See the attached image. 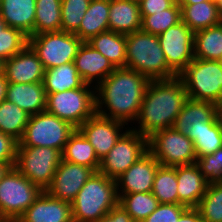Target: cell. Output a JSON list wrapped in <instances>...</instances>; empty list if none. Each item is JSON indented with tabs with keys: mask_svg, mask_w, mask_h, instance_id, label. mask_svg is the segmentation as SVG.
Wrapping results in <instances>:
<instances>
[{
	"mask_svg": "<svg viewBox=\"0 0 222 222\" xmlns=\"http://www.w3.org/2000/svg\"><path fill=\"white\" fill-rule=\"evenodd\" d=\"M194 34L181 20L158 35L167 65L177 76L194 59Z\"/></svg>",
	"mask_w": 222,
	"mask_h": 222,
	"instance_id": "13",
	"label": "cell"
},
{
	"mask_svg": "<svg viewBox=\"0 0 222 222\" xmlns=\"http://www.w3.org/2000/svg\"><path fill=\"white\" fill-rule=\"evenodd\" d=\"M36 0H0V15L9 27L34 35Z\"/></svg>",
	"mask_w": 222,
	"mask_h": 222,
	"instance_id": "24",
	"label": "cell"
},
{
	"mask_svg": "<svg viewBox=\"0 0 222 222\" xmlns=\"http://www.w3.org/2000/svg\"><path fill=\"white\" fill-rule=\"evenodd\" d=\"M218 62L222 65V55H221L220 58L218 59Z\"/></svg>",
	"mask_w": 222,
	"mask_h": 222,
	"instance_id": "54",
	"label": "cell"
},
{
	"mask_svg": "<svg viewBox=\"0 0 222 222\" xmlns=\"http://www.w3.org/2000/svg\"><path fill=\"white\" fill-rule=\"evenodd\" d=\"M217 115H218L219 122L221 123V126H222V102L217 105Z\"/></svg>",
	"mask_w": 222,
	"mask_h": 222,
	"instance_id": "49",
	"label": "cell"
},
{
	"mask_svg": "<svg viewBox=\"0 0 222 222\" xmlns=\"http://www.w3.org/2000/svg\"><path fill=\"white\" fill-rule=\"evenodd\" d=\"M8 25L6 22L3 20V18L0 15V28H6Z\"/></svg>",
	"mask_w": 222,
	"mask_h": 222,
	"instance_id": "51",
	"label": "cell"
},
{
	"mask_svg": "<svg viewBox=\"0 0 222 222\" xmlns=\"http://www.w3.org/2000/svg\"><path fill=\"white\" fill-rule=\"evenodd\" d=\"M82 43L76 34L65 31L28 37V45L37 54L45 70L73 62Z\"/></svg>",
	"mask_w": 222,
	"mask_h": 222,
	"instance_id": "11",
	"label": "cell"
},
{
	"mask_svg": "<svg viewBox=\"0 0 222 222\" xmlns=\"http://www.w3.org/2000/svg\"><path fill=\"white\" fill-rule=\"evenodd\" d=\"M117 195L118 204L131 216L133 222L144 221L160 204L152 192Z\"/></svg>",
	"mask_w": 222,
	"mask_h": 222,
	"instance_id": "32",
	"label": "cell"
},
{
	"mask_svg": "<svg viewBox=\"0 0 222 222\" xmlns=\"http://www.w3.org/2000/svg\"><path fill=\"white\" fill-rule=\"evenodd\" d=\"M62 160L90 167L95 172H98L100 167V160L93 146L78 129H75L65 144Z\"/></svg>",
	"mask_w": 222,
	"mask_h": 222,
	"instance_id": "28",
	"label": "cell"
},
{
	"mask_svg": "<svg viewBox=\"0 0 222 222\" xmlns=\"http://www.w3.org/2000/svg\"><path fill=\"white\" fill-rule=\"evenodd\" d=\"M8 81L3 73L0 74V103L6 100Z\"/></svg>",
	"mask_w": 222,
	"mask_h": 222,
	"instance_id": "46",
	"label": "cell"
},
{
	"mask_svg": "<svg viewBox=\"0 0 222 222\" xmlns=\"http://www.w3.org/2000/svg\"><path fill=\"white\" fill-rule=\"evenodd\" d=\"M204 1H211V0H176V3L179 6H186V5L201 3V2H204Z\"/></svg>",
	"mask_w": 222,
	"mask_h": 222,
	"instance_id": "48",
	"label": "cell"
},
{
	"mask_svg": "<svg viewBox=\"0 0 222 222\" xmlns=\"http://www.w3.org/2000/svg\"><path fill=\"white\" fill-rule=\"evenodd\" d=\"M109 31L130 34L141 30L142 18L138 0H110Z\"/></svg>",
	"mask_w": 222,
	"mask_h": 222,
	"instance_id": "23",
	"label": "cell"
},
{
	"mask_svg": "<svg viewBox=\"0 0 222 222\" xmlns=\"http://www.w3.org/2000/svg\"><path fill=\"white\" fill-rule=\"evenodd\" d=\"M148 151L166 167L194 164L197 160L193 141L173 127L153 133L148 138Z\"/></svg>",
	"mask_w": 222,
	"mask_h": 222,
	"instance_id": "10",
	"label": "cell"
},
{
	"mask_svg": "<svg viewBox=\"0 0 222 222\" xmlns=\"http://www.w3.org/2000/svg\"><path fill=\"white\" fill-rule=\"evenodd\" d=\"M4 61L0 59V74L3 73Z\"/></svg>",
	"mask_w": 222,
	"mask_h": 222,
	"instance_id": "52",
	"label": "cell"
},
{
	"mask_svg": "<svg viewBox=\"0 0 222 222\" xmlns=\"http://www.w3.org/2000/svg\"><path fill=\"white\" fill-rule=\"evenodd\" d=\"M148 152V138L131 129L120 137L114 147L100 160L98 172L117 179Z\"/></svg>",
	"mask_w": 222,
	"mask_h": 222,
	"instance_id": "12",
	"label": "cell"
},
{
	"mask_svg": "<svg viewBox=\"0 0 222 222\" xmlns=\"http://www.w3.org/2000/svg\"><path fill=\"white\" fill-rule=\"evenodd\" d=\"M216 116V104L188 98L176 117L173 128L194 141L195 135L205 128V123L211 122Z\"/></svg>",
	"mask_w": 222,
	"mask_h": 222,
	"instance_id": "19",
	"label": "cell"
},
{
	"mask_svg": "<svg viewBox=\"0 0 222 222\" xmlns=\"http://www.w3.org/2000/svg\"><path fill=\"white\" fill-rule=\"evenodd\" d=\"M87 43L106 57L115 68L126 67V35L106 31L92 37Z\"/></svg>",
	"mask_w": 222,
	"mask_h": 222,
	"instance_id": "27",
	"label": "cell"
},
{
	"mask_svg": "<svg viewBox=\"0 0 222 222\" xmlns=\"http://www.w3.org/2000/svg\"><path fill=\"white\" fill-rule=\"evenodd\" d=\"M176 167L159 166L153 182L152 194L160 204H178Z\"/></svg>",
	"mask_w": 222,
	"mask_h": 222,
	"instance_id": "34",
	"label": "cell"
},
{
	"mask_svg": "<svg viewBox=\"0 0 222 222\" xmlns=\"http://www.w3.org/2000/svg\"><path fill=\"white\" fill-rule=\"evenodd\" d=\"M222 55V22L194 34V58L218 61Z\"/></svg>",
	"mask_w": 222,
	"mask_h": 222,
	"instance_id": "30",
	"label": "cell"
},
{
	"mask_svg": "<svg viewBox=\"0 0 222 222\" xmlns=\"http://www.w3.org/2000/svg\"><path fill=\"white\" fill-rule=\"evenodd\" d=\"M30 114L16 104L5 100L0 103V132L19 142L26 129Z\"/></svg>",
	"mask_w": 222,
	"mask_h": 222,
	"instance_id": "31",
	"label": "cell"
},
{
	"mask_svg": "<svg viewBox=\"0 0 222 222\" xmlns=\"http://www.w3.org/2000/svg\"><path fill=\"white\" fill-rule=\"evenodd\" d=\"M16 222H74L71 203L54 198L43 190Z\"/></svg>",
	"mask_w": 222,
	"mask_h": 222,
	"instance_id": "17",
	"label": "cell"
},
{
	"mask_svg": "<svg viewBox=\"0 0 222 222\" xmlns=\"http://www.w3.org/2000/svg\"><path fill=\"white\" fill-rule=\"evenodd\" d=\"M141 18L143 32L159 35L181 21V8L175 2L166 10L153 15L141 16Z\"/></svg>",
	"mask_w": 222,
	"mask_h": 222,
	"instance_id": "36",
	"label": "cell"
},
{
	"mask_svg": "<svg viewBox=\"0 0 222 222\" xmlns=\"http://www.w3.org/2000/svg\"><path fill=\"white\" fill-rule=\"evenodd\" d=\"M6 100L16 104L28 114L34 115L46 110L47 94L42 82H8Z\"/></svg>",
	"mask_w": 222,
	"mask_h": 222,
	"instance_id": "22",
	"label": "cell"
},
{
	"mask_svg": "<svg viewBox=\"0 0 222 222\" xmlns=\"http://www.w3.org/2000/svg\"><path fill=\"white\" fill-rule=\"evenodd\" d=\"M75 129L70 123L46 111L30 115L17 146L50 147L62 152Z\"/></svg>",
	"mask_w": 222,
	"mask_h": 222,
	"instance_id": "7",
	"label": "cell"
},
{
	"mask_svg": "<svg viewBox=\"0 0 222 222\" xmlns=\"http://www.w3.org/2000/svg\"><path fill=\"white\" fill-rule=\"evenodd\" d=\"M46 94L45 111L70 123L76 129L96 113L93 85L85 83L80 88Z\"/></svg>",
	"mask_w": 222,
	"mask_h": 222,
	"instance_id": "6",
	"label": "cell"
},
{
	"mask_svg": "<svg viewBox=\"0 0 222 222\" xmlns=\"http://www.w3.org/2000/svg\"><path fill=\"white\" fill-rule=\"evenodd\" d=\"M149 82V78L135 70L115 68L95 86L96 113L126 125L132 121L134 124Z\"/></svg>",
	"mask_w": 222,
	"mask_h": 222,
	"instance_id": "1",
	"label": "cell"
},
{
	"mask_svg": "<svg viewBox=\"0 0 222 222\" xmlns=\"http://www.w3.org/2000/svg\"><path fill=\"white\" fill-rule=\"evenodd\" d=\"M73 62L82 80L95 86L115 69L106 57L87 42L81 44Z\"/></svg>",
	"mask_w": 222,
	"mask_h": 222,
	"instance_id": "20",
	"label": "cell"
},
{
	"mask_svg": "<svg viewBox=\"0 0 222 222\" xmlns=\"http://www.w3.org/2000/svg\"><path fill=\"white\" fill-rule=\"evenodd\" d=\"M196 164L208 184L222 183V147L212 154L198 157Z\"/></svg>",
	"mask_w": 222,
	"mask_h": 222,
	"instance_id": "40",
	"label": "cell"
},
{
	"mask_svg": "<svg viewBox=\"0 0 222 222\" xmlns=\"http://www.w3.org/2000/svg\"><path fill=\"white\" fill-rule=\"evenodd\" d=\"M150 80L171 79L177 75L168 67L158 35L142 30L126 35V67Z\"/></svg>",
	"mask_w": 222,
	"mask_h": 222,
	"instance_id": "3",
	"label": "cell"
},
{
	"mask_svg": "<svg viewBox=\"0 0 222 222\" xmlns=\"http://www.w3.org/2000/svg\"><path fill=\"white\" fill-rule=\"evenodd\" d=\"M94 173L90 167L62 160L45 191L54 198L72 203Z\"/></svg>",
	"mask_w": 222,
	"mask_h": 222,
	"instance_id": "15",
	"label": "cell"
},
{
	"mask_svg": "<svg viewBox=\"0 0 222 222\" xmlns=\"http://www.w3.org/2000/svg\"><path fill=\"white\" fill-rule=\"evenodd\" d=\"M187 99L186 89L178 76L150 80L136 119L138 128L132 130L149 138L156 131L172 128Z\"/></svg>",
	"mask_w": 222,
	"mask_h": 222,
	"instance_id": "2",
	"label": "cell"
},
{
	"mask_svg": "<svg viewBox=\"0 0 222 222\" xmlns=\"http://www.w3.org/2000/svg\"><path fill=\"white\" fill-rule=\"evenodd\" d=\"M18 142L0 132V162H15Z\"/></svg>",
	"mask_w": 222,
	"mask_h": 222,
	"instance_id": "42",
	"label": "cell"
},
{
	"mask_svg": "<svg viewBox=\"0 0 222 222\" xmlns=\"http://www.w3.org/2000/svg\"><path fill=\"white\" fill-rule=\"evenodd\" d=\"M216 5L220 14V17L222 18V0H217Z\"/></svg>",
	"mask_w": 222,
	"mask_h": 222,
	"instance_id": "50",
	"label": "cell"
},
{
	"mask_svg": "<svg viewBox=\"0 0 222 222\" xmlns=\"http://www.w3.org/2000/svg\"><path fill=\"white\" fill-rule=\"evenodd\" d=\"M42 83L46 93L76 89L85 84L78 74L74 62L46 69Z\"/></svg>",
	"mask_w": 222,
	"mask_h": 222,
	"instance_id": "29",
	"label": "cell"
},
{
	"mask_svg": "<svg viewBox=\"0 0 222 222\" xmlns=\"http://www.w3.org/2000/svg\"><path fill=\"white\" fill-rule=\"evenodd\" d=\"M61 31V0H36L34 35Z\"/></svg>",
	"mask_w": 222,
	"mask_h": 222,
	"instance_id": "33",
	"label": "cell"
},
{
	"mask_svg": "<svg viewBox=\"0 0 222 222\" xmlns=\"http://www.w3.org/2000/svg\"><path fill=\"white\" fill-rule=\"evenodd\" d=\"M98 222H133L131 216L117 204Z\"/></svg>",
	"mask_w": 222,
	"mask_h": 222,
	"instance_id": "44",
	"label": "cell"
},
{
	"mask_svg": "<svg viewBox=\"0 0 222 222\" xmlns=\"http://www.w3.org/2000/svg\"><path fill=\"white\" fill-rule=\"evenodd\" d=\"M177 222H203V220L196 208H187Z\"/></svg>",
	"mask_w": 222,
	"mask_h": 222,
	"instance_id": "45",
	"label": "cell"
},
{
	"mask_svg": "<svg viewBox=\"0 0 222 222\" xmlns=\"http://www.w3.org/2000/svg\"><path fill=\"white\" fill-rule=\"evenodd\" d=\"M196 209L203 222H222V183L208 184Z\"/></svg>",
	"mask_w": 222,
	"mask_h": 222,
	"instance_id": "37",
	"label": "cell"
},
{
	"mask_svg": "<svg viewBox=\"0 0 222 222\" xmlns=\"http://www.w3.org/2000/svg\"><path fill=\"white\" fill-rule=\"evenodd\" d=\"M15 162H0V181L14 167Z\"/></svg>",
	"mask_w": 222,
	"mask_h": 222,
	"instance_id": "47",
	"label": "cell"
},
{
	"mask_svg": "<svg viewBox=\"0 0 222 222\" xmlns=\"http://www.w3.org/2000/svg\"><path fill=\"white\" fill-rule=\"evenodd\" d=\"M62 152L50 147L17 146L14 167L32 183L45 190L52 182Z\"/></svg>",
	"mask_w": 222,
	"mask_h": 222,
	"instance_id": "8",
	"label": "cell"
},
{
	"mask_svg": "<svg viewBox=\"0 0 222 222\" xmlns=\"http://www.w3.org/2000/svg\"><path fill=\"white\" fill-rule=\"evenodd\" d=\"M193 144L197 158L212 154L222 147V126L218 115L211 122L205 123V128L195 135Z\"/></svg>",
	"mask_w": 222,
	"mask_h": 222,
	"instance_id": "35",
	"label": "cell"
},
{
	"mask_svg": "<svg viewBox=\"0 0 222 222\" xmlns=\"http://www.w3.org/2000/svg\"><path fill=\"white\" fill-rule=\"evenodd\" d=\"M186 209L187 207L182 204H159L142 222H177Z\"/></svg>",
	"mask_w": 222,
	"mask_h": 222,
	"instance_id": "41",
	"label": "cell"
},
{
	"mask_svg": "<svg viewBox=\"0 0 222 222\" xmlns=\"http://www.w3.org/2000/svg\"><path fill=\"white\" fill-rule=\"evenodd\" d=\"M109 11L110 0H91L79 29L74 34L87 42L99 33L109 31Z\"/></svg>",
	"mask_w": 222,
	"mask_h": 222,
	"instance_id": "25",
	"label": "cell"
},
{
	"mask_svg": "<svg viewBox=\"0 0 222 222\" xmlns=\"http://www.w3.org/2000/svg\"><path fill=\"white\" fill-rule=\"evenodd\" d=\"M159 166L160 163L148 151L115 179L117 194L152 192L153 182Z\"/></svg>",
	"mask_w": 222,
	"mask_h": 222,
	"instance_id": "16",
	"label": "cell"
},
{
	"mask_svg": "<svg viewBox=\"0 0 222 222\" xmlns=\"http://www.w3.org/2000/svg\"><path fill=\"white\" fill-rule=\"evenodd\" d=\"M178 204L196 208L206 193L208 183L196 163L176 166Z\"/></svg>",
	"mask_w": 222,
	"mask_h": 222,
	"instance_id": "21",
	"label": "cell"
},
{
	"mask_svg": "<svg viewBox=\"0 0 222 222\" xmlns=\"http://www.w3.org/2000/svg\"><path fill=\"white\" fill-rule=\"evenodd\" d=\"M180 8L181 20L194 33L222 22L216 2L212 0L180 6Z\"/></svg>",
	"mask_w": 222,
	"mask_h": 222,
	"instance_id": "26",
	"label": "cell"
},
{
	"mask_svg": "<svg viewBox=\"0 0 222 222\" xmlns=\"http://www.w3.org/2000/svg\"><path fill=\"white\" fill-rule=\"evenodd\" d=\"M115 179L95 172L71 203L74 222H98L118 204Z\"/></svg>",
	"mask_w": 222,
	"mask_h": 222,
	"instance_id": "4",
	"label": "cell"
},
{
	"mask_svg": "<svg viewBox=\"0 0 222 222\" xmlns=\"http://www.w3.org/2000/svg\"><path fill=\"white\" fill-rule=\"evenodd\" d=\"M3 74L8 82H42L45 68L33 49L27 45L21 52L4 61Z\"/></svg>",
	"mask_w": 222,
	"mask_h": 222,
	"instance_id": "18",
	"label": "cell"
},
{
	"mask_svg": "<svg viewBox=\"0 0 222 222\" xmlns=\"http://www.w3.org/2000/svg\"><path fill=\"white\" fill-rule=\"evenodd\" d=\"M91 0H61V31L75 33Z\"/></svg>",
	"mask_w": 222,
	"mask_h": 222,
	"instance_id": "38",
	"label": "cell"
},
{
	"mask_svg": "<svg viewBox=\"0 0 222 222\" xmlns=\"http://www.w3.org/2000/svg\"><path fill=\"white\" fill-rule=\"evenodd\" d=\"M140 15L148 16L170 8L176 0H138Z\"/></svg>",
	"mask_w": 222,
	"mask_h": 222,
	"instance_id": "43",
	"label": "cell"
},
{
	"mask_svg": "<svg viewBox=\"0 0 222 222\" xmlns=\"http://www.w3.org/2000/svg\"><path fill=\"white\" fill-rule=\"evenodd\" d=\"M42 191L13 167L0 181V217L16 222Z\"/></svg>",
	"mask_w": 222,
	"mask_h": 222,
	"instance_id": "9",
	"label": "cell"
},
{
	"mask_svg": "<svg viewBox=\"0 0 222 222\" xmlns=\"http://www.w3.org/2000/svg\"><path fill=\"white\" fill-rule=\"evenodd\" d=\"M190 99L222 102V65L215 60L194 58L178 75Z\"/></svg>",
	"mask_w": 222,
	"mask_h": 222,
	"instance_id": "5",
	"label": "cell"
},
{
	"mask_svg": "<svg viewBox=\"0 0 222 222\" xmlns=\"http://www.w3.org/2000/svg\"><path fill=\"white\" fill-rule=\"evenodd\" d=\"M0 222H12L11 220L9 219H6V218H1L0 217Z\"/></svg>",
	"mask_w": 222,
	"mask_h": 222,
	"instance_id": "53",
	"label": "cell"
},
{
	"mask_svg": "<svg viewBox=\"0 0 222 222\" xmlns=\"http://www.w3.org/2000/svg\"><path fill=\"white\" fill-rule=\"evenodd\" d=\"M28 45V36L21 30L7 26L0 28V59L12 58Z\"/></svg>",
	"mask_w": 222,
	"mask_h": 222,
	"instance_id": "39",
	"label": "cell"
},
{
	"mask_svg": "<svg viewBox=\"0 0 222 222\" xmlns=\"http://www.w3.org/2000/svg\"><path fill=\"white\" fill-rule=\"evenodd\" d=\"M125 123L95 113L77 129L93 146L96 156L101 160L114 147L123 133Z\"/></svg>",
	"mask_w": 222,
	"mask_h": 222,
	"instance_id": "14",
	"label": "cell"
}]
</instances>
